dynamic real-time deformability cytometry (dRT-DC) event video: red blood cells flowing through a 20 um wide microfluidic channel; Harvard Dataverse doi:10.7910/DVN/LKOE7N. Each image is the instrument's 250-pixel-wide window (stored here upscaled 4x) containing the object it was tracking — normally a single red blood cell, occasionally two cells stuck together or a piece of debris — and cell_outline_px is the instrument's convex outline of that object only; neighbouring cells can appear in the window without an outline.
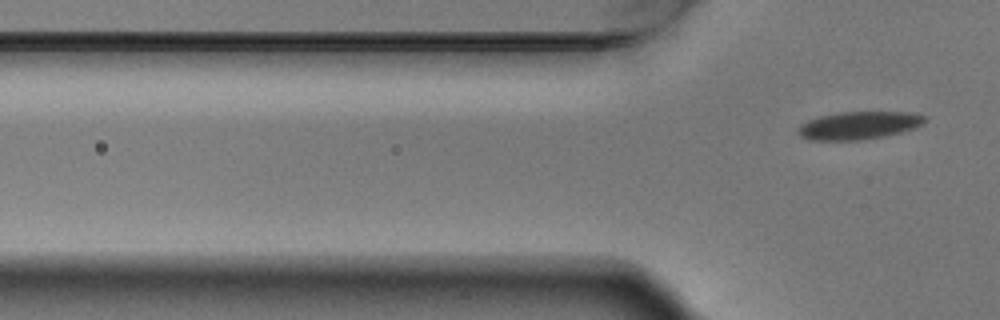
{"species": "Egyptian fruit bat (a non-hibernating species)", "species_latin": "Rousettus aegyptiacus", "temperature_condition": "warm", "stored_images_in_passage": 6, "segment_of_instrument_passage": [2, 2], "camera_frame_rate_fps": 3000, "um_per_image_px": 0.085, "animal": {"sex": "male"}, "frame": {"image": 1, "passage_image": 6, "time_ms": 1.667, "image_size_px": [1000, 320], "cell_outline_px": [[928, 120], [916, 128], [884, 136], [860, 140], [808, 140], [800, 136], [796, 132], [796, 128], [800, 124], [808, 120], [820, 116], [840, 112], [912, 112], [924, 116]], "centroid_in_image_um": [72.97, 10.66], "position_along_channel_um": 52.8, "area_um2": 20.69}}